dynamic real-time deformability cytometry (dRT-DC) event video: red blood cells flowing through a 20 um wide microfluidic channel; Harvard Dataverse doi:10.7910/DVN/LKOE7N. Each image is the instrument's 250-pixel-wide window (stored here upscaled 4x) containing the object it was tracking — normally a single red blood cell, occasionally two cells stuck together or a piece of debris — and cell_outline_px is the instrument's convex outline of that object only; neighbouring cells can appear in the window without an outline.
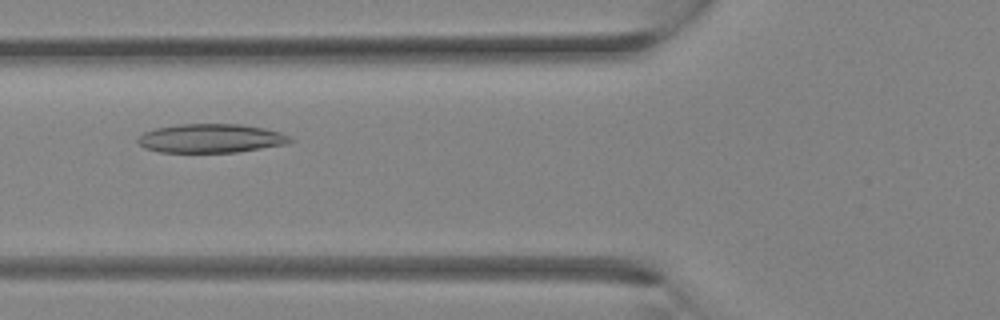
{"species": "Egyptian fruit bat (a non-hibernating species)", "species_latin": "Rousettus aegyptiacus", "temperature_condition": "room temperature", "stored_images_in_passage": 34, "camera_frame_rate_fps": 3000, "um_per_image_px": 0.085, "animal": {"sex": "female"}, "frame": {"image": 1, "passage_image": 13, "time_ms": 4.0, "image_size_px": [1000, 320], "cell_outline_px": [[296, 140], [288, 144], [236, 152], [160, 152], [144, 148], [136, 140], [144, 132], [156, 128], [180, 124], [240, 124], [264, 128], [280, 132], [292, 136]], "centroid_in_image_um": [17.98, 11.76], "position_along_channel_um": 107.8, "area_um2": 25.72}}
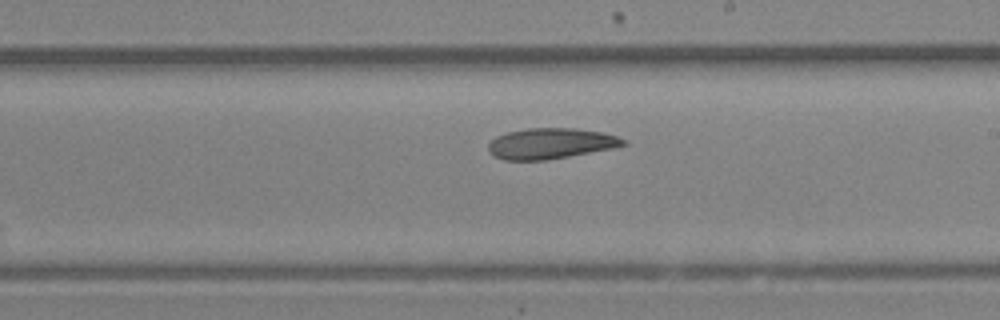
{"frame": {"image": 2, "passage_image": 20, "time_ms": 6.333, "image_size_px": [1000, 320], "cell_outline_px": [[628, 144], [612, 148], [568, 156], [544, 160], [504, 160], [488, 152], [488, 144], [496, 136], [508, 132], [528, 128], [576, 128], [604, 132], [616, 136], [624, 140]], "centroid_in_image_um": [46.79, 12.19], "position_along_channel_um": 242.2, "area_um2": 23.99}}
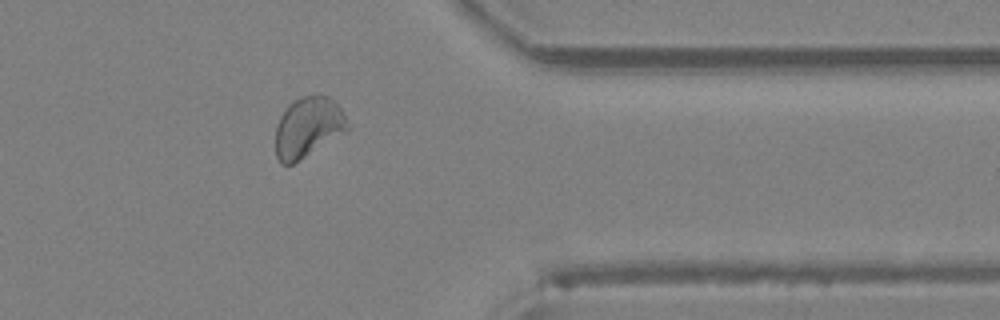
{"frame": {"image": 3, "passage_image": 28, "time_ms": 9.0, "image_size_px": [1000, 320], "cell_outline_px": [[348, 132], [292, 164], [280, 164], [276, 156], [276, 124], [280, 116], [288, 104], [304, 96], [328, 96], [344, 112], [348, 124]], "centroid_in_image_um": [26.19, 10.84], "position_along_channel_um": 385.2, "area_um2": 25.26}}